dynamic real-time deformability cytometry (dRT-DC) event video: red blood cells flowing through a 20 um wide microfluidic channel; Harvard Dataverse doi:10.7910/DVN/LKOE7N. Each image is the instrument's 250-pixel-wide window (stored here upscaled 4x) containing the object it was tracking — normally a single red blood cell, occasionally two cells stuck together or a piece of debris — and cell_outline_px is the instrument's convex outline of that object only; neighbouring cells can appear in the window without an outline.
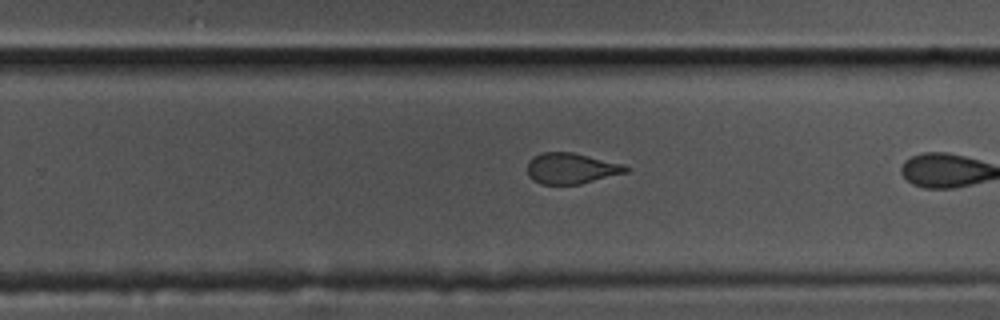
{"species": "common noctule bat (a hibernating species)", "species_latin": "Nyctalus noctula", "temperature_condition": "cold", "stored_images_in_passage": 42, "camera_frame_rate_fps": 3000, "um_per_image_px": 0.085, "animal": {"sex": "male", "body_mass_g": 17.5, "forearm_length_mm": 52.3}, "frame": {"image": 1, "passage_image": 24, "time_ms": 7.667, "image_size_px": [1000, 320], "cell_outline_px": [[632, 168], [628, 172], [580, 184], [540, 184], [532, 180], [528, 176], [528, 160], [532, 156], [540, 152], [572, 152], [624, 164]], "centroid_in_image_um": [48.55, 14.31], "position_along_channel_um": 281.2, "area_um2": 17.92}, "authors_computed_cell_mechanics": {"area_um2": 18.9584, "velocity_mm_per_s": 3.343, "shape_relaxation_time_tau1_ms": 10.8364, "shape_relaxation_time_tau2_ms": 1.5603, "deformation_change_tau1": 0.2145, "deformation_change_tau2": 0.0601}}